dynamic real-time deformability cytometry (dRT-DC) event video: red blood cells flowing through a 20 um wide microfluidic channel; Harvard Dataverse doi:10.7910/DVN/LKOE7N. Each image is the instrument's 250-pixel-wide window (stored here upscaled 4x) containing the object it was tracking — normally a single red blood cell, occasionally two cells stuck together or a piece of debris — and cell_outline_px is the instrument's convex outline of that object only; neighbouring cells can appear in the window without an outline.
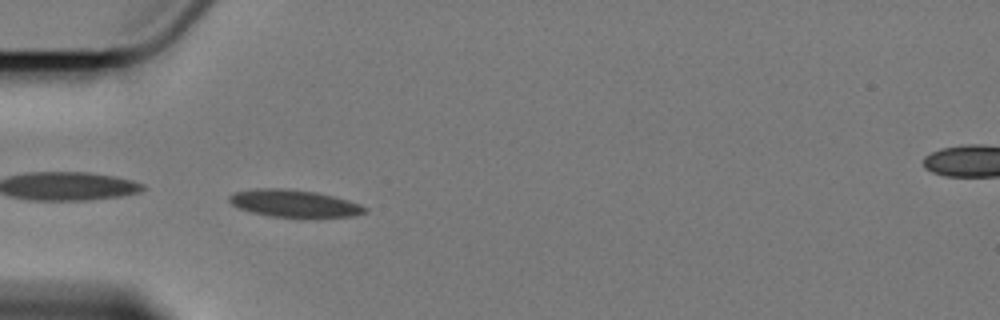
{"species": "Egyptian fruit bat (a non-hibernating species)", "species_latin": "Rousettus aegyptiacus", "temperature_condition": "cold", "stored_images_in_passage": 2, "camera_frame_rate_fps": 3000, "um_per_image_px": 0.085, "animal": {"sex": "female"}, "frame": {"image": 1, "passage_image": 1, "time_ms": 0.0, "image_size_px": [1000, 320], "cell_outline_px": [[368, 212], [352, 216], [316, 220], [312, 220], [268, 216], [252, 212], [240, 208], [232, 204], [228, 200], [228, 196], [232, 192], [260, 188], [280, 188], [316, 192], [336, 196], [360, 204], [368, 208]], "centroid_in_image_um": [25.08, 17.34], "position_along_channel_um": 59.9, "area_um2": 22.54}}